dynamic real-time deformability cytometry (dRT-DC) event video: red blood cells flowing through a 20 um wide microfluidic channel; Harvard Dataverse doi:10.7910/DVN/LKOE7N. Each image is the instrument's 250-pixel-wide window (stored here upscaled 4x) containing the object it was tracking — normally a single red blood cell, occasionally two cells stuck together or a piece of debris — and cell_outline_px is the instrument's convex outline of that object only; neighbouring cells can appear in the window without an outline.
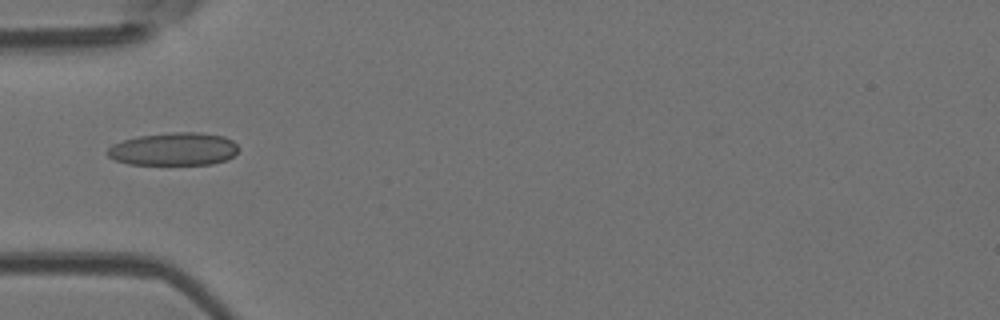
{"species": "Egyptian fruit bat (a non-hibernating species)", "species_latin": "Rousettus aegyptiacus", "temperature_condition": "room temperature", "stored_images_in_passage": 1, "camera_frame_rate_fps": 3000, "um_per_image_px": 0.085, "animal": {"sex": "female"}, "frame": {"image": 1, "passage_image": 1, "time_ms": 0.0, "image_size_px": [1000, 320], "cell_outline_px": [[240, 148], [228, 160], [212, 164], [128, 164], [116, 160], [108, 156], [104, 152], [112, 144], [124, 140], [140, 136], [172, 132], [200, 132], [224, 136], [232, 140]], "centroid_in_image_um": [14.78, 12.67], "position_along_channel_um": 70.2, "area_um2": 25.2}}